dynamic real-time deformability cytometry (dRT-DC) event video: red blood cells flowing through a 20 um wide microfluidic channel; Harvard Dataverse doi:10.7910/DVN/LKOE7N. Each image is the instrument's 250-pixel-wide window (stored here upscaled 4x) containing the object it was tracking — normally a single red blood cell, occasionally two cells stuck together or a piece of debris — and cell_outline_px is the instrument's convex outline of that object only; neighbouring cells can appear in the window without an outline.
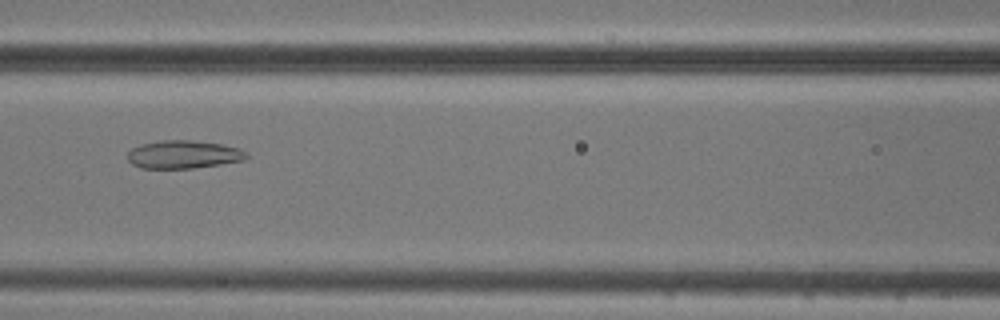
{"species": "common noctule bat (a hibernating species)", "species_latin": "Nyctalus noctula", "temperature_condition": "cold", "stored_images_in_passage": 8, "camera_frame_rate_fps": 3000, "um_per_image_px": 0.085, "animal": {"sex": "male", "body_mass_g": 20.5, "forearm_length_mm": 52.5}, "frame": {"image": 1, "passage_image": 7, "time_ms": 7.0, "image_size_px": [1000, 320], "cell_outline_px": [[248, 156], [244, 160], [220, 164], [192, 168], [140, 168], [132, 164], [128, 160], [128, 152], [132, 148], [140, 144], [160, 140], [192, 140], [220, 144], [240, 148], [248, 152]], "centroid_in_image_um": [15.59, 13.12], "position_along_channel_um": 151.0, "area_um2": 19.48}}
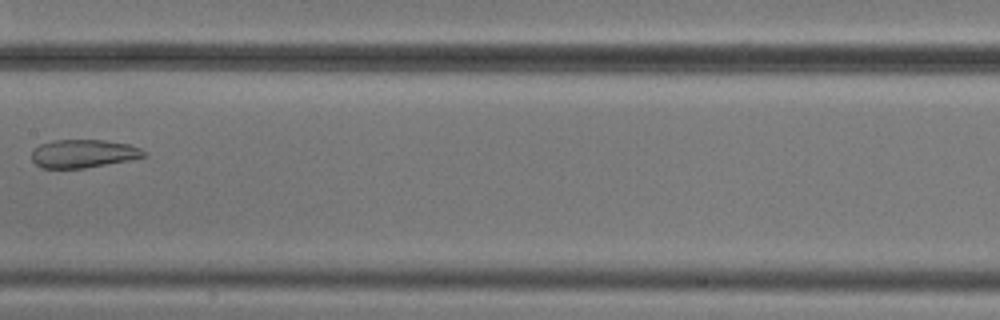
{"frame": {"image": 2, "passage_image": 8, "time_ms": 8.333, "image_size_px": [1000, 320], "cell_outline_px": [[148, 156], [128, 160], [84, 168], [40, 168], [32, 160], [32, 148], [40, 144], [56, 140], [104, 140], [128, 144], [140, 148], [148, 152]], "centroid_in_image_um": [7.08, 13.05], "position_along_channel_um": 200.3, "area_um2": 18.5}}